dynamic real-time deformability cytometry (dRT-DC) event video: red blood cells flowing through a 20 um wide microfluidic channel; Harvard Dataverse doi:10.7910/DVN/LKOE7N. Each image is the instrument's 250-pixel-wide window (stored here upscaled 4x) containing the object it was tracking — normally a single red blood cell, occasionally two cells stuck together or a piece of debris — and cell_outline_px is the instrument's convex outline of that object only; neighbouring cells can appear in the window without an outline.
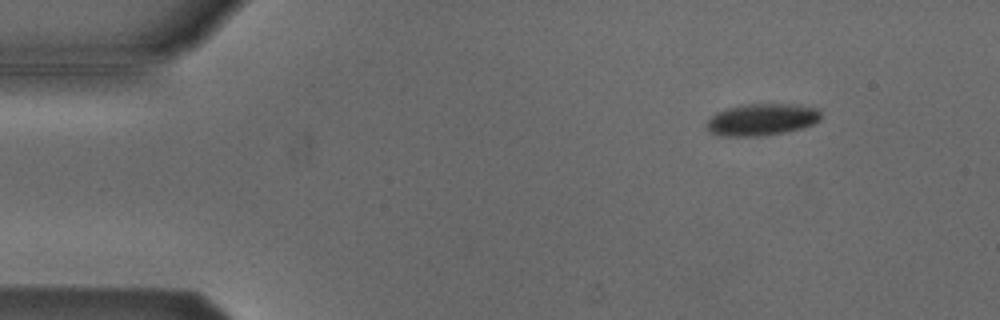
{"species": "Egyptian fruit bat (a non-hibernating species)", "species_latin": "Rousettus aegyptiacus", "temperature_condition": "cold", "stored_images_in_passage": 48, "camera_frame_rate_fps": 3000, "um_per_image_px": 0.085, "animal": {"sex": "male"}, "frame": {"image": 1, "passage_image": 1, "time_ms": 0.0, "image_size_px": [1000, 320], "cell_outline_px": [[820, 120], [812, 124], [800, 128], [780, 132], [748, 136], [728, 136], [712, 132], [704, 124], [716, 112], [728, 108], [744, 104], [800, 104], [816, 108], [820, 112]], "centroid_in_image_um": [64.75, 10.13], "position_along_channel_um": 20.2, "area_um2": 20.75}}
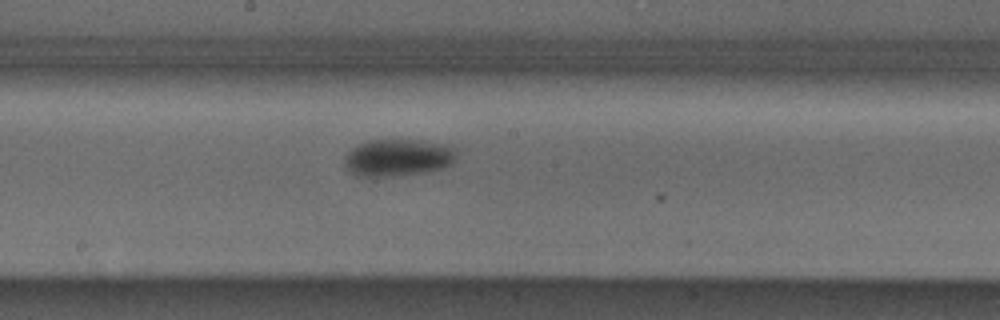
{"frame": {"image": 2, "passage_image": 23, "time_ms": 7.333, "image_size_px": [1000, 320], "cell_outline_px": [[456, 156], [452, 164], [428, 172], [392, 176], [356, 176], [344, 164], [344, 156], [352, 148], [368, 140], [420, 140], [452, 144], [456, 148]], "centroid_in_image_um": [33.87, 13.38], "position_along_channel_um": 214.3, "area_um2": 24.45}}
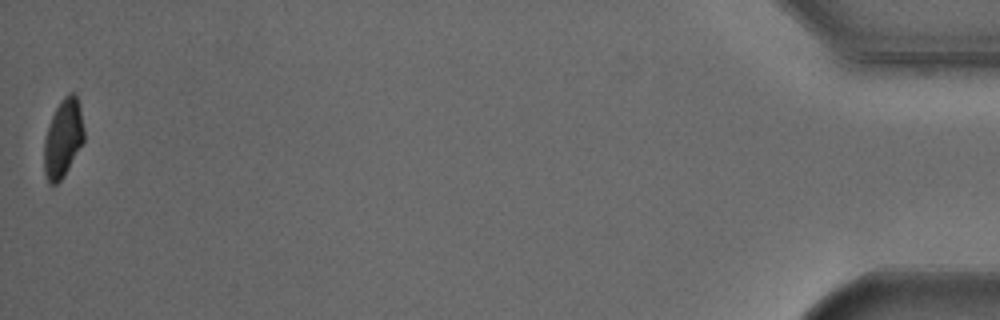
{"frame": {"image": 3, "passage_image": 48, "time_ms": 15.667, "image_size_px": [1000, 320], "cell_outline_px": [[84, 140], [64, 176], [56, 184], [48, 184], [44, 172], [44, 140], [52, 116], [60, 100], [68, 92], [76, 92], [80, 104], [84, 128]], "centroid_in_image_um": [5.37, 11.72], "position_along_channel_um": 429.8, "area_um2": 18.32}, "authors_computed_cell_mechanics": {"area_um2": 22.1085, "velocity_mm_per_s": 3.7992, "shape_relaxation_time_tau1_ms": 2.2026, "shape_relaxation_time_tau2_ms": null, "deformation_change_tau1": 0.0712, "deformation_change_tau2": null}}